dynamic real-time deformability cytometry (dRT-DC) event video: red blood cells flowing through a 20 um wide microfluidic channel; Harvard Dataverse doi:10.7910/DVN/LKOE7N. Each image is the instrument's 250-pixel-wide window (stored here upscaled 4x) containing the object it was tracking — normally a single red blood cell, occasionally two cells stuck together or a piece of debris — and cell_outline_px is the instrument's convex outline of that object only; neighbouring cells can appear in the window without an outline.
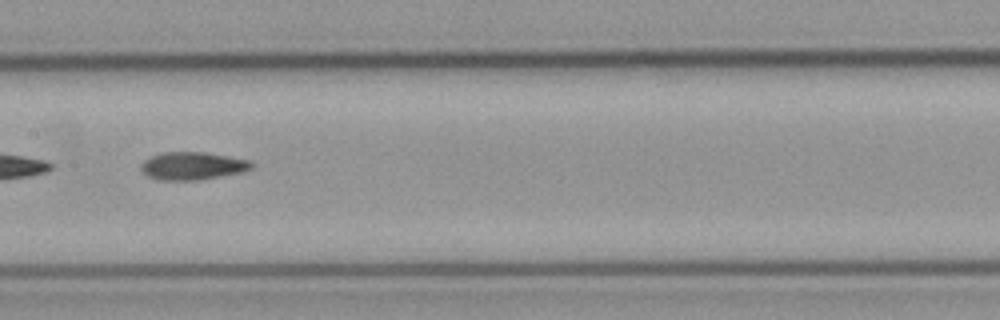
{"species": "common noctule bat (a hibernating species)", "species_latin": "Nyctalus noctula", "temperature_condition": "cold", "stored_images_in_passage": 6, "camera_frame_rate_fps": 3000, "um_per_image_px": 0.085, "animal": {"sex": "male", "body_mass_g": 23.1, "forearm_length_mm": 52.7}, "frame": {"image": 1, "passage_image": 4, "time_ms": 3.667, "image_size_px": [1000, 320], "cell_outline_px": [[256, 164], [252, 168], [244, 172], [200, 180], [160, 180], [148, 176], [140, 168], [140, 164], [144, 160], [152, 156], [164, 152], [204, 152], [248, 160]], "centroid_in_image_um": [16.39, 14.11], "position_along_channel_um": 191.0, "area_um2": 17.92}}
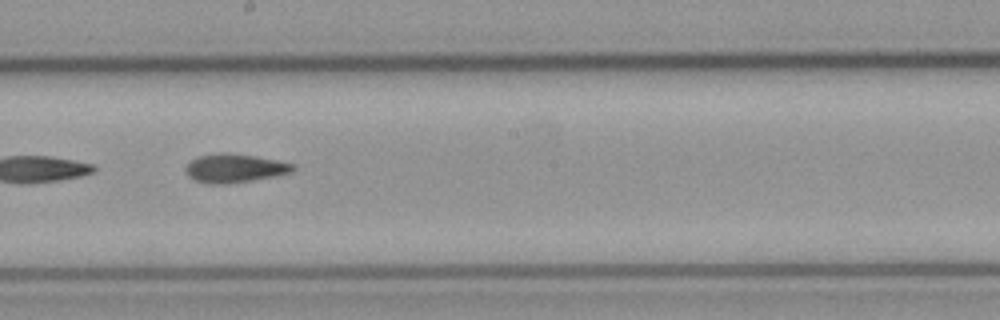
{"frame": {"image": 2, "passage_image": 5, "time_ms": 4.667, "image_size_px": [1000, 320], "cell_outline_px": [[296, 168], [292, 172], [276, 176], [228, 184], [204, 184], [192, 180], [188, 176], [184, 168], [192, 160], [200, 156], [220, 152], [256, 156], [296, 164]], "centroid_in_image_um": [19.94, 14.31], "position_along_channel_um": 228.3, "area_um2": 18.09}}
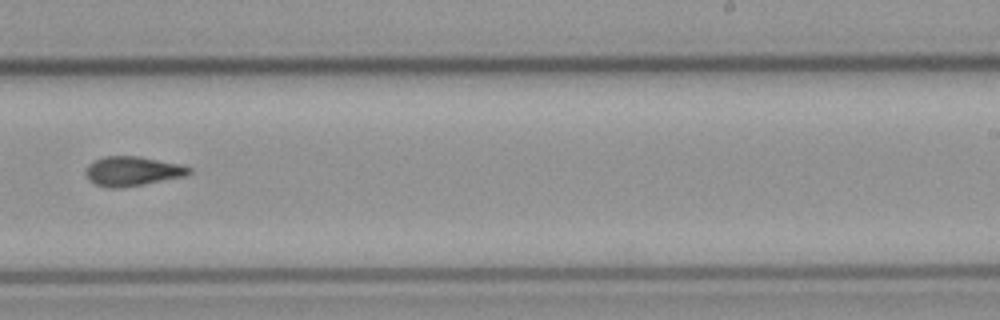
{"frame": {"image": 3, "passage_image": 6, "time_ms": 6.0, "image_size_px": [1000, 320], "cell_outline_px": [[192, 172], [184, 176], [144, 184], [120, 188], [108, 188], [96, 184], [88, 180], [84, 172], [88, 164], [92, 160], [104, 156], [140, 156], [180, 164], [192, 168]], "centroid_in_image_um": [11.22, 14.54], "position_along_channel_um": 277.8, "area_um2": 17.92}}